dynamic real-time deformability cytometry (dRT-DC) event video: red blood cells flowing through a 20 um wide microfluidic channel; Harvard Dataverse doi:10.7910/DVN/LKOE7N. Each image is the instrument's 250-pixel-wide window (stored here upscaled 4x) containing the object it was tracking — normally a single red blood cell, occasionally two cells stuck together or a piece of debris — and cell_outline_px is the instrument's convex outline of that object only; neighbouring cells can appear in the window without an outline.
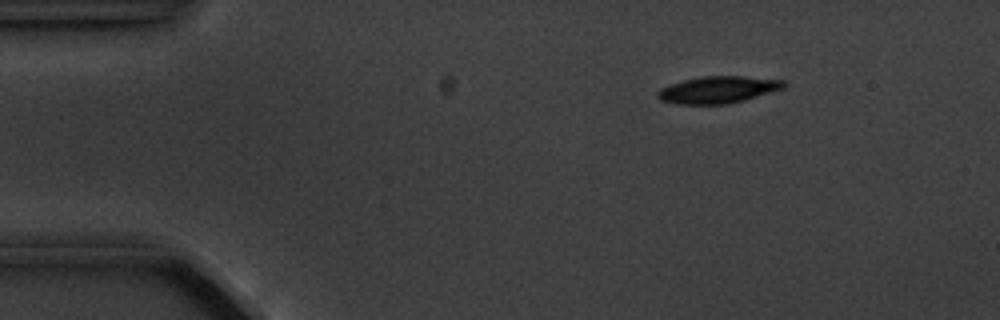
{"species": "common noctule bat (a hibernating species)", "species_latin": "Nyctalus noctula", "temperature_condition": "cold", "stored_images_in_passage": 4, "camera_frame_rate_fps": 3000, "um_per_image_px": 0.085, "animal": {"sex": "male", "body_mass_g": 20.1, "forearm_length_mm": 53.5}, "frame": {"image": 1, "passage_image": 2, "time_ms": 1.0, "image_size_px": [1000, 320], "cell_outline_px": [[784, 88], [772, 92], [744, 100], [728, 104], [676, 104], [660, 100], [656, 96], [656, 92], [660, 88], [668, 84], [700, 76], [744, 76], [784, 80]], "centroid_in_image_um": [60.99, 7.62], "position_along_channel_um": 24.0, "area_um2": 19.94}}